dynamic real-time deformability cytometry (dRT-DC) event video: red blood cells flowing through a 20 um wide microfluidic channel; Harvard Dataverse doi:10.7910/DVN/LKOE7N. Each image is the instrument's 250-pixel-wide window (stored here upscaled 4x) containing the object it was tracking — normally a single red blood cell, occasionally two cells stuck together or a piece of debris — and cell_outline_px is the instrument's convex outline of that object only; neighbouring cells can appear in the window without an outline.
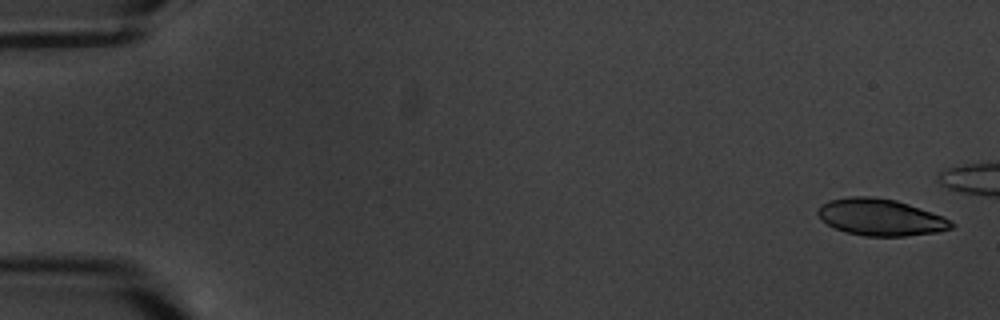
{"species": "common noctule bat (a hibernating species)", "species_latin": "Nyctalus noctula", "temperature_condition": "warm", "stored_images_in_passage": 9, "camera_frame_rate_fps": 3000, "um_per_image_px": 0.085, "animal": {"sex": "male", "body_mass_g": 20.1, "forearm_length_mm": 53.5}, "frame": {"image": 1, "passage_image": 1, "time_ms": 0.0, "image_size_px": [1000, 320], "cell_outline_px": [[956, 224], [952, 228], [936, 232], [904, 236], [864, 236], [844, 232], [820, 220], [816, 212], [820, 204], [828, 200], [848, 196], [872, 196], [896, 200], [944, 216]], "centroid_in_image_um": [74.81, 18.46], "position_along_channel_um": 10.2, "area_um2": 28.84}}
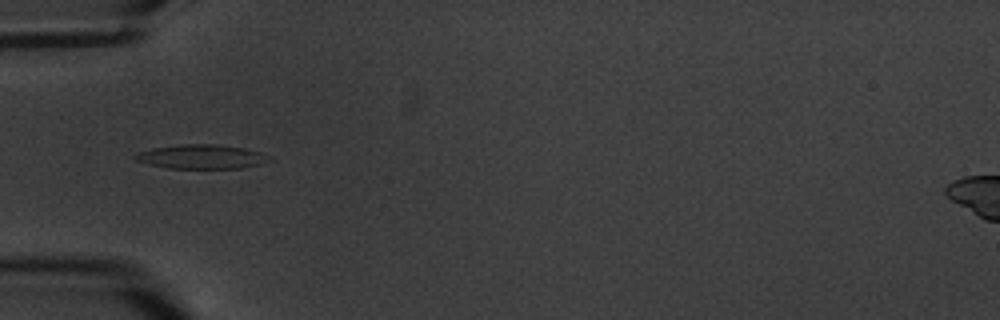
{"frame": {"image": 2, "passage_image": 7, "time_ms": 8.0, "image_size_px": [1000, 320], "cell_outline_px": [[272, 160], [260, 164], [240, 168], [168, 168], [148, 164], [136, 160], [132, 156], [136, 152], [152, 148], [184, 144], [216, 144], [244, 148], [260, 152], [268, 156]], "centroid_in_image_um": [17.09, 13.31], "position_along_channel_um": 67.9, "area_um2": 18.84}}